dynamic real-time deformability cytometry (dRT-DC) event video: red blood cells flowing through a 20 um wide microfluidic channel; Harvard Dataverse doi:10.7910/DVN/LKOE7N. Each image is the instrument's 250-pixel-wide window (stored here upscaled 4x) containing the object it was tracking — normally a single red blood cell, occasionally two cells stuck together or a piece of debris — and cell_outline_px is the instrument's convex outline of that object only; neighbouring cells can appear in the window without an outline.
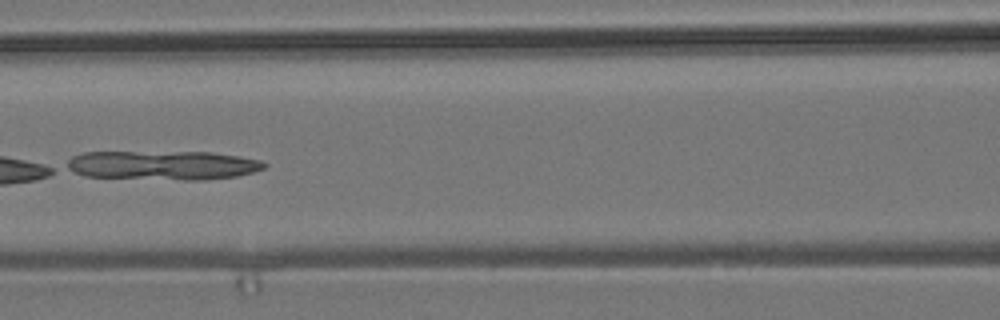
{"species": "common noctule bat (a hibernating species)", "species_latin": "Nyctalus noctula", "temperature_condition": "room temperature", "stored_images_in_passage": 6, "camera_frame_rate_fps": 3000, "um_per_image_px": 0.085, "animal": {"sex": "male", "body_mass_g": 19.2, "forearm_length_mm": 51.8}, "frame": {"image": 1, "passage_image": 6, "time_ms": 6.0, "image_size_px": [1000, 320], "cell_outline_px": [[268, 164], [264, 168], [252, 172], [236, 176], [204, 180], [184, 180], [84, 176], [68, 168], [68, 160], [72, 156], [84, 152], [208, 152], [240, 156], [260, 160]], "centroid_in_image_um": [13.87, 14.04], "position_along_channel_um": 152.7, "area_um2": 33.41}}